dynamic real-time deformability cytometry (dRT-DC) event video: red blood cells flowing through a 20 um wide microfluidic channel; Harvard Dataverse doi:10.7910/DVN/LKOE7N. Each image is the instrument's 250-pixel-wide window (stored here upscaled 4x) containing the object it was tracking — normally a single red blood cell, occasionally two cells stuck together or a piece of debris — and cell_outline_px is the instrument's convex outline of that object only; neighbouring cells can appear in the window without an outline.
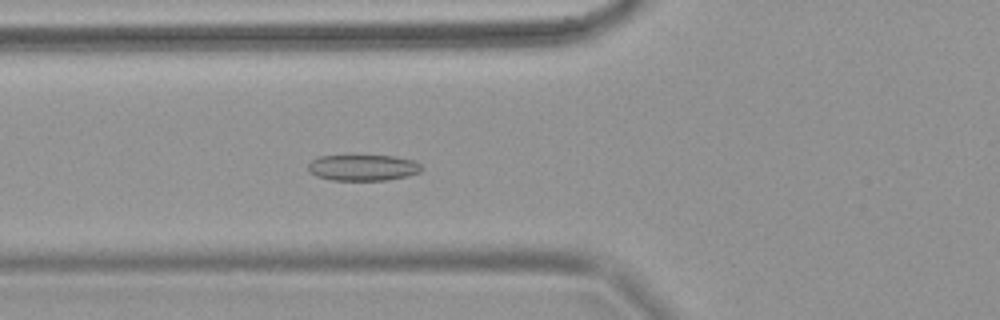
{"species": "common noctule bat (a hibernating species)", "species_latin": "Nyctalus noctula", "temperature_condition": "warm", "stored_images_in_passage": 65, "camera_frame_rate_fps": 3000, "um_per_image_px": 0.085, "animal": {"sex": "female", "body_mass_g": 18.4}, "frame": {"image": 1, "passage_image": 25, "time_ms": 8.0, "image_size_px": [1000, 320], "cell_outline_px": [[424, 168], [420, 172], [408, 176], [388, 180], [332, 180], [316, 176], [308, 172], [308, 164], [312, 160], [320, 156], [396, 156], [412, 160], [420, 164]], "centroid_in_image_um": [30.86, 14.26], "position_along_channel_um": 94.9, "area_um2": 17.28}}
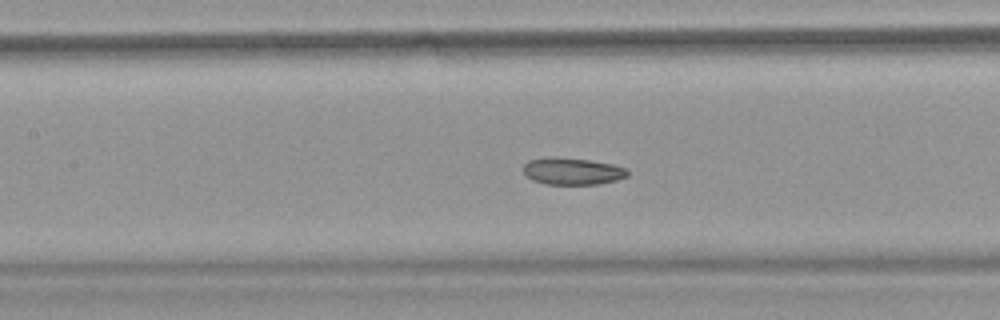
{"frame": {"image": 2, "passage_image": 31, "time_ms": 10.0, "image_size_px": [1000, 320], "cell_outline_px": [[628, 176], [616, 180], [596, 184], [544, 184], [532, 180], [524, 176], [524, 164], [528, 160], [548, 156], [556, 156], [592, 160], [612, 164], [628, 168]], "centroid_in_image_um": [48.62, 14.53], "position_along_channel_um": 158.8, "area_um2": 16.7}}
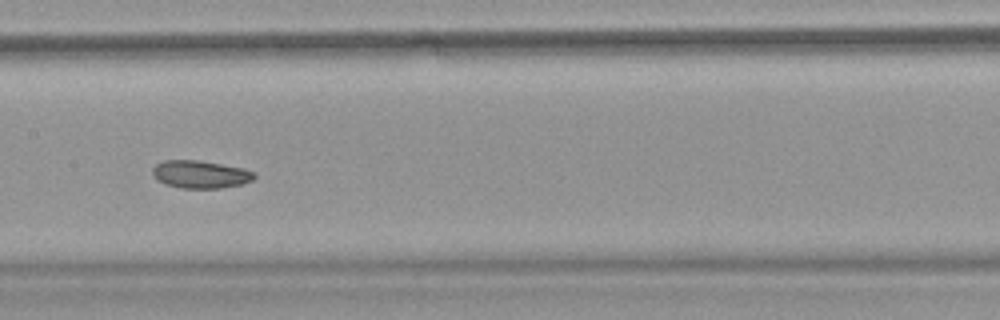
{"frame": {"image": 3, "passage_image": 34, "time_ms": 11.0, "image_size_px": [1000, 320], "cell_outline_px": [[256, 176], [252, 180], [240, 184], [220, 188], [180, 188], [164, 184], [156, 180], [152, 172], [152, 168], [156, 164], [164, 160], [196, 160], [244, 168], [256, 172]], "centroid_in_image_um": [17.01, 14.82], "position_along_channel_um": 190.4, "area_um2": 16.47}}